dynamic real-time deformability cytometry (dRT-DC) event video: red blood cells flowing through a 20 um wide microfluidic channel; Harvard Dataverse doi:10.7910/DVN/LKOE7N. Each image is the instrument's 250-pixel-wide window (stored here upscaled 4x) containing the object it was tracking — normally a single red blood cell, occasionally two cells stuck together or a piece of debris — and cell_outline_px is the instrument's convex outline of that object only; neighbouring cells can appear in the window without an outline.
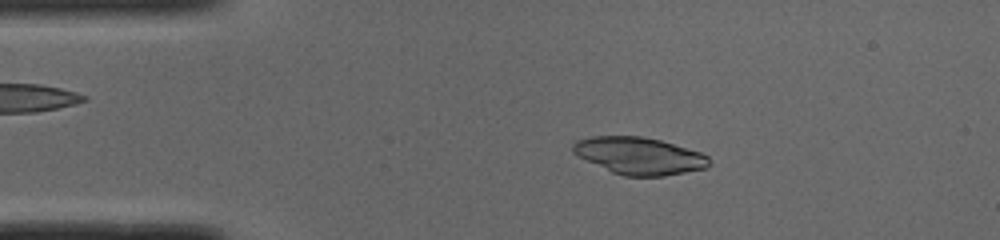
{"species": "common noctule bat (a hibernating species)", "species_latin": "Nyctalus noctula", "temperature_condition": "cold", "stored_images_in_passage": 48, "camera_frame_rate_fps": 3000, "um_per_image_px": 0.085, "animal": {"sex": "male", "body_mass_g": 19.0, "forearm_length_mm": 50.8}, "frame": {"image": 1, "passage_image": 8, "time_ms": 2.333, "image_size_px": [1000, 240], "cell_outline_px": [[712, 164], [708, 168], [664, 176], [624, 176], [612, 172], [572, 152], [572, 144], [576, 140], [592, 136], [640, 136], [660, 140], [700, 152], [708, 156]], "centroid_in_image_um": [54.37, 13.24], "position_along_channel_um": 30.6, "area_um2": 29.36}}